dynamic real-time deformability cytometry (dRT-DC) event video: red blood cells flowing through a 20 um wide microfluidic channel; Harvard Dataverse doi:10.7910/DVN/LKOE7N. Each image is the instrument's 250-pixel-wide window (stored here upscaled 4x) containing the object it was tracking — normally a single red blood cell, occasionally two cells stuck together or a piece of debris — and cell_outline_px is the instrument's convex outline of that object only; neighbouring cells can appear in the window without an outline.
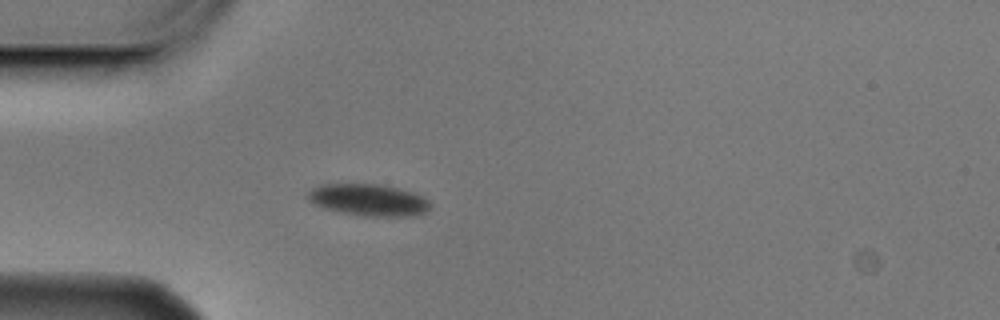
{"species": "Egyptian fruit bat (a non-hibernating species)", "species_latin": "Rousettus aegyptiacus", "temperature_condition": "cold", "stored_images_in_passage": 1, "camera_frame_rate_fps": 3000, "um_per_image_px": 0.085, "animal": {"sex": "male"}, "frame": {"image": 1, "passage_image": 1, "time_ms": 0.0, "image_size_px": [1000, 320], "cell_outline_px": [[428, 208], [424, 212], [412, 216], [360, 216], [340, 212], [324, 208], [308, 200], [308, 192], [312, 188], [320, 184], [380, 184], [412, 192], [428, 200]], "centroid_in_image_um": [31.27, 16.99], "position_along_channel_um": 53.7, "area_um2": 22.43}}